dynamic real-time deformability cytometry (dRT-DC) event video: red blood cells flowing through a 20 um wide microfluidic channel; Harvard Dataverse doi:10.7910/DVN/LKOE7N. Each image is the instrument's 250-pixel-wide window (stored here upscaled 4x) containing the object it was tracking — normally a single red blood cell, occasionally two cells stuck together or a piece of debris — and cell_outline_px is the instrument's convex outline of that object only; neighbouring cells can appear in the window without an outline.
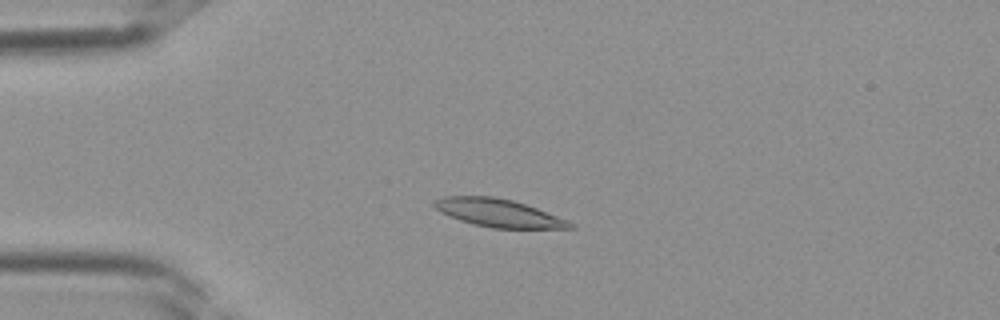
{"species": "Egyptian fruit bat (a non-hibernating species)", "species_latin": "Rousettus aegyptiacus", "temperature_condition": "room temperature", "stored_images_in_passage": 38, "camera_frame_rate_fps": 3000, "um_per_image_px": 0.085, "frame": {"image": 1, "passage_image": 9, "time_ms": 2.667, "image_size_px": [1000, 320], "cell_outline_px": [[576, 228], [492, 228], [460, 220], [448, 216], [440, 212], [432, 204], [436, 200], [444, 196], [492, 196], [512, 200], [536, 208], [568, 220], [576, 224]], "centroid_in_image_um": [42.38, 18.1], "position_along_channel_um": 42.6, "area_um2": 21.91}}
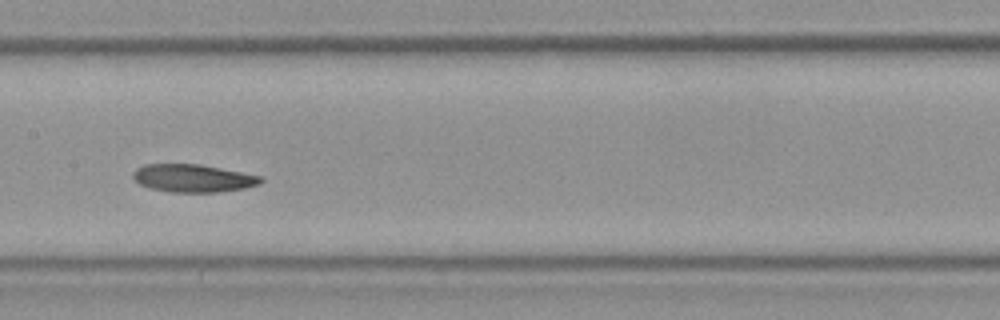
{"frame": {"image": 2, "passage_image": 19, "time_ms": 6.0, "image_size_px": [1000, 320], "cell_outline_px": [[264, 180], [260, 184], [244, 188], [216, 192], [172, 192], [152, 188], [140, 184], [132, 176], [132, 172], [136, 168], [144, 164], [200, 164], [264, 176]], "centroid_in_image_um": [16.44, 15.13], "position_along_channel_um": 191.0, "area_um2": 20.75}}
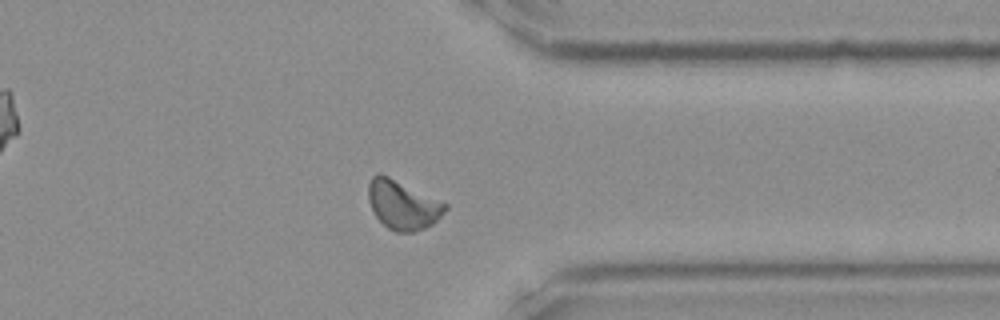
{"frame": {"image": 3, "passage_image": 30, "time_ms": 9.667, "image_size_px": [1000, 320], "cell_outline_px": [[448, 208], [432, 224], [424, 228], [412, 232], [396, 232], [388, 228], [376, 216], [368, 200], [368, 184], [372, 176], [376, 172], [380, 172], [448, 204]], "centroid_in_image_um": [34.21, 17.39], "position_along_channel_um": 377.2, "area_um2": 21.79}}